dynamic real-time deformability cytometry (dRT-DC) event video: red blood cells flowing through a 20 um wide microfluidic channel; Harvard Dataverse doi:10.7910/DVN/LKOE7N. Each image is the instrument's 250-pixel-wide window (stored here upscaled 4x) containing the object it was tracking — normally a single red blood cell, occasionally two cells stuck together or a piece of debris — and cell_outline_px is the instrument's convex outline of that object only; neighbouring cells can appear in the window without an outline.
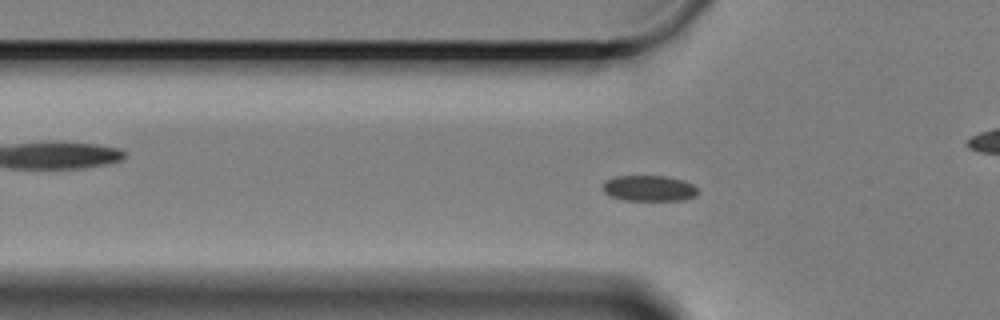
{"species": "Egyptian fruit bat (a non-hibernating species)", "species_latin": "Rousettus aegyptiacus", "temperature_condition": "cold", "stored_images_in_passage": 56, "camera_frame_rate_fps": 3000, "um_per_image_px": 0.085, "animal": {"sex": "female"}, "frame": {"image": 1, "passage_image": 14, "time_ms": 4.333, "image_size_px": [1000, 320], "cell_outline_px": [[700, 192], [696, 196], [684, 200], [624, 200], [608, 196], [604, 192], [604, 180], [612, 176], [668, 176], [684, 180], [700, 188]], "centroid_in_image_um": [55.2, 16.0], "position_along_channel_um": 70.6, "area_um2": 14.62}}
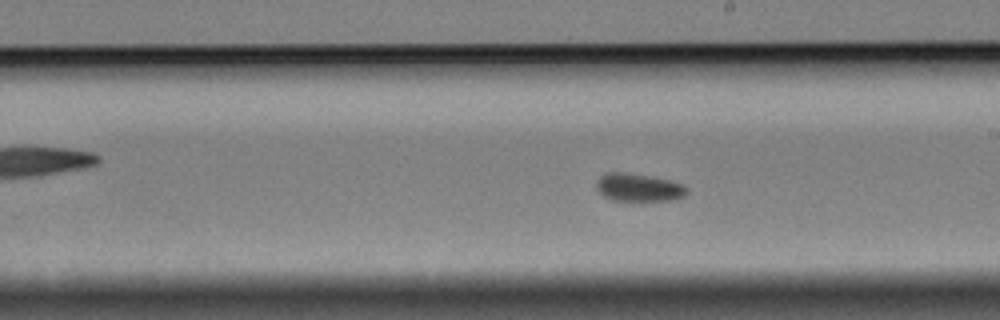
{"frame": {"image": 2, "passage_image": 29, "time_ms": 9.333, "image_size_px": [1000, 320], "cell_outline_px": [[688, 192], [684, 196], [672, 200], [612, 200], [604, 196], [596, 188], [596, 180], [604, 172], [624, 172], [648, 176], [668, 180], [680, 184], [688, 188]], "centroid_in_image_um": [54.24, 15.93], "position_along_channel_um": 234.8, "area_um2": 14.57}}
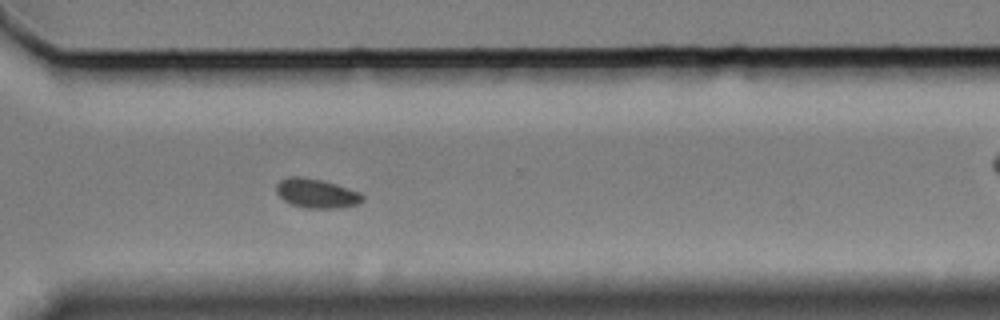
{"frame": {"image": 3, "passage_image": 39, "time_ms": 12.667, "image_size_px": [1000, 320], "cell_outline_px": [[364, 200], [360, 204], [340, 208], [304, 208], [292, 204], [284, 200], [276, 192], [276, 184], [280, 180], [288, 176], [300, 176], [320, 180], [336, 184], [360, 192], [364, 196]], "centroid_in_image_um": [26.92, 16.44], "position_along_channel_um": 343.7, "area_um2": 14.8}, "authors_computed_cell_mechanics": {"area_um2": 14.5367, "velocity_mm_per_s": 3.273, "shape_relaxation_time_tau1_ms": 7.4143, "shape_relaxation_time_tau2_ms": null, "deformation_change_tau1": 0.0844, "deformation_change_tau2": null}}